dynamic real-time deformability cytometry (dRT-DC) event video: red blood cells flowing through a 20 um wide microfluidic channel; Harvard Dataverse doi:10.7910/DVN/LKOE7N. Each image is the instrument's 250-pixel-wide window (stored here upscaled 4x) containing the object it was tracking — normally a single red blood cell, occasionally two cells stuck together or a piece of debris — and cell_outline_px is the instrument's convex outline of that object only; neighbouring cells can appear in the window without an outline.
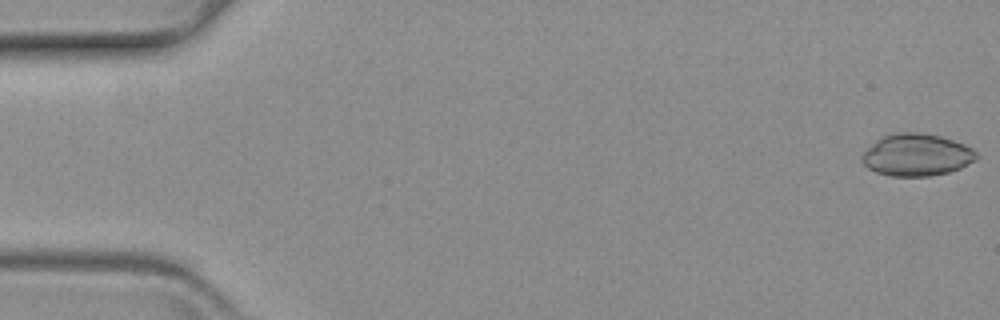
{"species": "common noctule bat (a hibernating species)", "species_latin": "Nyctalus noctula", "temperature_condition": "warm", "stored_images_in_passage": 59, "camera_frame_rate_fps": 3000, "um_per_image_px": 0.085, "animal": {"sex": "female", "body_mass_g": 19.3, "forearm_length_mm": 54.1}, "frame": {"image": 1, "passage_image": 1, "time_ms": 0.0, "image_size_px": [1000, 320], "cell_outline_px": [[976, 160], [960, 168], [948, 172], [928, 176], [892, 176], [876, 172], [868, 168], [860, 160], [860, 156], [876, 140], [892, 132], [924, 132], [940, 136], [964, 144], [972, 148], [976, 152]], "centroid_in_image_um": [77.89, 13.16], "position_along_channel_um": 7.1, "area_um2": 28.15}}
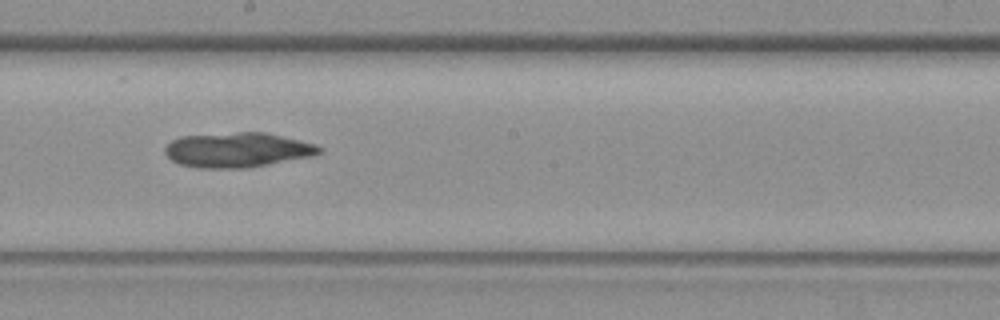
{"frame": {"image": 2, "passage_image": 33, "time_ms": 10.667, "image_size_px": [1000, 320], "cell_outline_px": [[320, 152], [312, 156], [248, 168], [196, 168], [180, 164], [172, 160], [164, 152], [164, 148], [172, 140], [180, 136], [236, 132], [264, 132], [316, 144], [320, 148]], "centroid_in_image_um": [20.15, 12.74], "position_along_channel_um": 228.1, "area_um2": 31.21}}
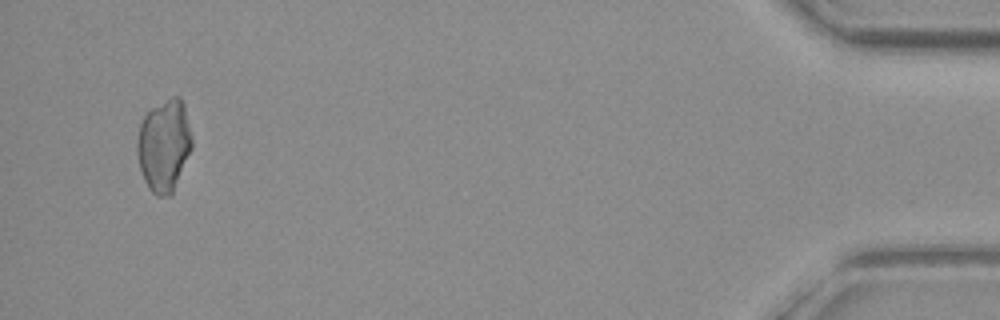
{"frame": {"image": 3, "passage_image": 57, "time_ms": 18.667, "image_size_px": [1000, 320], "cell_outline_px": [[192, 148], [172, 196], [156, 196], [148, 188], [144, 180], [140, 168], [136, 152], [136, 144], [140, 124], [144, 116], [152, 108], [172, 96], [180, 96], [184, 104], [192, 140]], "centroid_in_image_um": [13.94, 12.39], "position_along_channel_um": 421.3, "area_um2": 29.54}}